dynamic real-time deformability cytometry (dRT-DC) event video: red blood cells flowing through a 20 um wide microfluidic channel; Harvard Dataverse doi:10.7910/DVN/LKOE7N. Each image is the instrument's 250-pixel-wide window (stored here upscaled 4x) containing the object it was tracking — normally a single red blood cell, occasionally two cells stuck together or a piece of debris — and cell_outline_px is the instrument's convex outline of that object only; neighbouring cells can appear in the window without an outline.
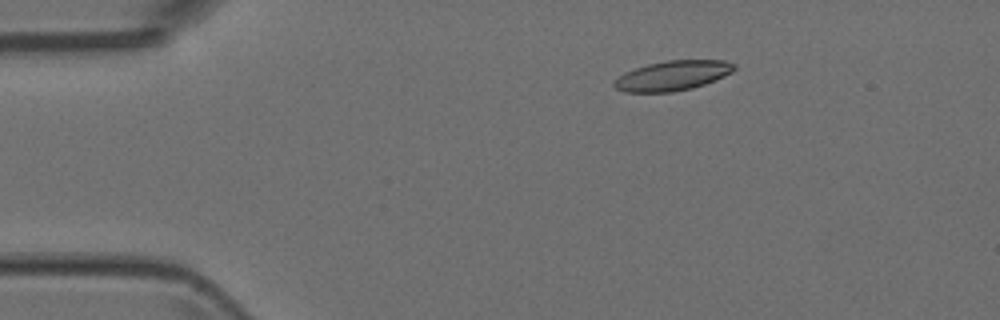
{"species": "Egyptian fruit bat (a non-hibernating species)", "species_latin": "Rousettus aegyptiacus", "temperature_condition": "room temperature", "stored_images_in_passage": 4, "camera_frame_rate_fps": 3000, "um_per_image_px": 0.085, "animal": {"sex": "female"}, "frame": {"image": 1, "passage_image": 1, "time_ms": 0.0, "image_size_px": [1000, 320], "cell_outline_px": [[736, 68], [732, 72], [716, 80], [692, 88], [672, 92], [624, 92], [616, 88], [612, 84], [624, 72], [648, 64], [668, 60], [724, 60], [736, 64]], "centroid_in_image_um": [57.19, 6.42], "position_along_channel_um": 27.8, "area_um2": 20.81}}
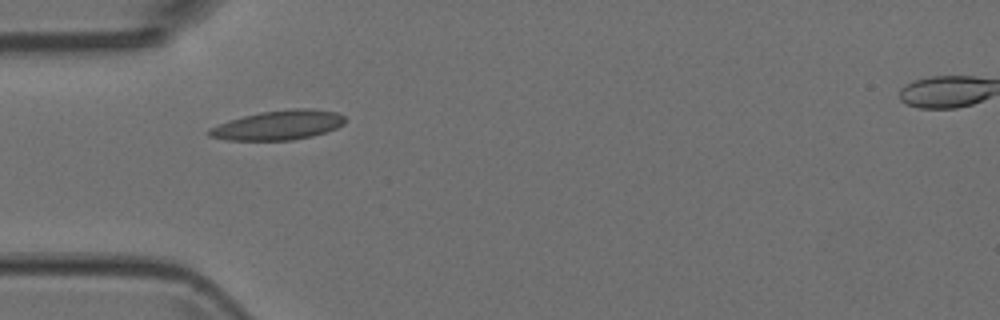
{"frame": {"image": 2, "passage_image": 3, "time_ms": 0.667, "image_size_px": [1000, 320], "cell_outline_px": [[348, 120], [344, 124], [336, 128], [312, 136], [292, 140], [228, 140], [208, 136], [208, 128], [228, 120], [260, 112], [292, 108], [308, 108], [336, 112], [344, 116]], "centroid_in_image_um": [23.66, 10.63], "position_along_channel_um": 61.3, "area_um2": 23.41}}
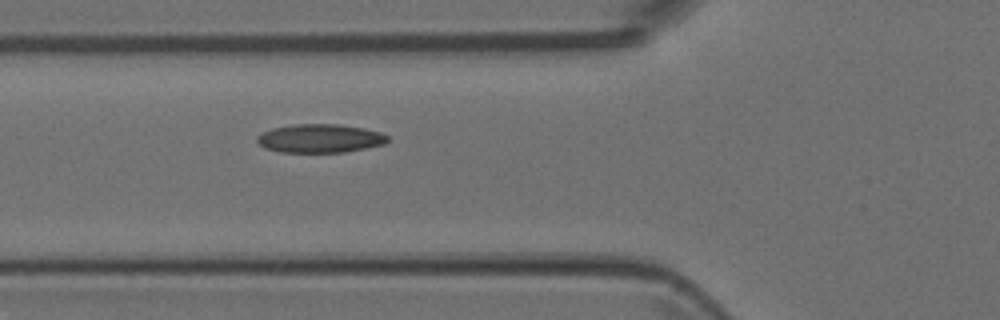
{"frame": {"image": 3, "passage_image": 4, "time_ms": 1.0, "image_size_px": [1000, 320], "cell_outline_px": [[388, 140], [384, 144], [344, 152], [280, 152], [264, 148], [256, 140], [256, 136], [272, 128], [292, 124], [340, 124], [364, 128], [380, 132], [388, 136]], "centroid_in_image_um": [27.18, 11.76], "position_along_channel_um": 98.6, "area_um2": 21.73}}